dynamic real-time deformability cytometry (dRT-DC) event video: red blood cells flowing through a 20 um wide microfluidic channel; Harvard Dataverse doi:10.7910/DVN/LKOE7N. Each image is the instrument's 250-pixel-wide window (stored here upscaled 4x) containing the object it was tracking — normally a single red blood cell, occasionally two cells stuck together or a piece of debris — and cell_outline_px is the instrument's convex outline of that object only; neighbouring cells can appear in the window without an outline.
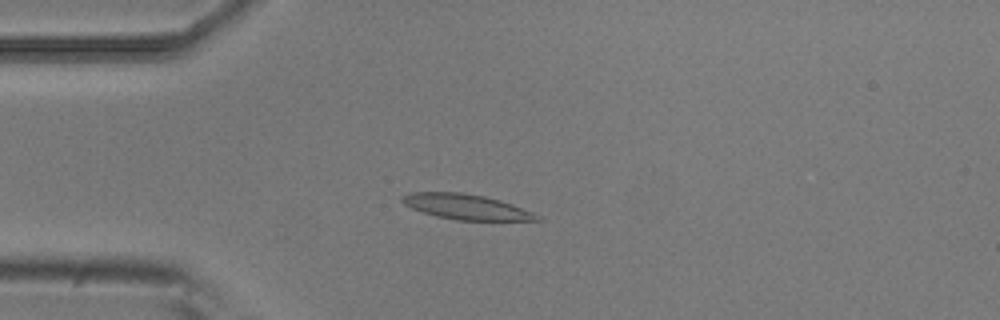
{"species": "common noctule bat (a hibernating species)", "species_latin": "Nyctalus noctula", "temperature_condition": "room temperature", "stored_images_in_passage": 2, "camera_frame_rate_fps": 3000, "um_per_image_px": 0.085, "animal": {"sex": "male", "body_mass_g": 20.5, "forearm_length_mm": 52.5}, "frame": {"image": 1, "passage_image": 2, "time_ms": 0.333, "image_size_px": [1000, 320], "cell_outline_px": [[544, 220], [456, 220], [436, 216], [412, 208], [404, 204], [400, 200], [400, 196], [412, 192], [460, 192], [484, 196], [500, 200], [512, 204], [532, 212], [540, 216]], "centroid_in_image_um": [39.61, 17.57], "position_along_channel_um": 45.4, "area_um2": 19.71}}